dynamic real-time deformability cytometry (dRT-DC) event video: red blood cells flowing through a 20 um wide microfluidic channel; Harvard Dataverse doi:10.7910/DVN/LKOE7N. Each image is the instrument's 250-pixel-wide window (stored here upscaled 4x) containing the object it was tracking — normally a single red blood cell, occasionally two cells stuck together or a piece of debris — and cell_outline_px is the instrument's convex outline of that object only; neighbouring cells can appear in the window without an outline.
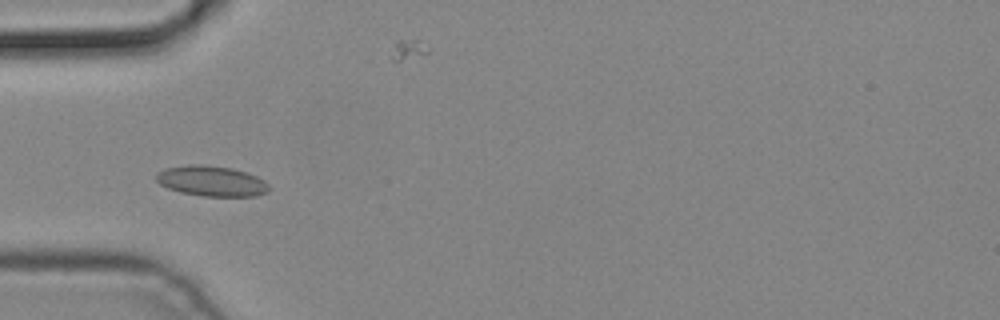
{"species": "common noctule bat (a hibernating species)", "species_latin": "Nyctalus noctula", "temperature_condition": "cold", "stored_images_in_passage": 5, "camera_frame_rate_fps": 3000, "um_per_image_px": 0.085, "animal": {"sex": "male", "body_mass_g": 19.2, "forearm_length_mm": 51.8}, "frame": {"image": 1, "passage_image": 4, "time_ms": 1.0, "image_size_px": [1000, 320], "cell_outline_px": [[272, 188], [268, 192], [256, 196], [200, 196], [180, 192], [168, 188], [160, 184], [156, 180], [156, 172], [164, 168], [188, 164], [204, 164], [232, 168], [256, 176], [264, 180]], "centroid_in_image_um": [17.97, 15.38], "position_along_channel_um": 67.0, "area_um2": 20.23}}